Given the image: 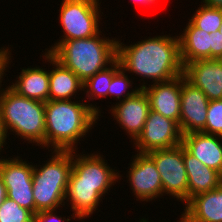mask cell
I'll list each match as a JSON object with an SVG mask.
<instances>
[{
    "label": "cell",
    "instance_id": "cell-29",
    "mask_svg": "<svg viewBox=\"0 0 222 222\" xmlns=\"http://www.w3.org/2000/svg\"><path fill=\"white\" fill-rule=\"evenodd\" d=\"M211 59L222 60V34L219 30L212 33Z\"/></svg>",
    "mask_w": 222,
    "mask_h": 222
},
{
    "label": "cell",
    "instance_id": "cell-31",
    "mask_svg": "<svg viewBox=\"0 0 222 222\" xmlns=\"http://www.w3.org/2000/svg\"><path fill=\"white\" fill-rule=\"evenodd\" d=\"M6 197H7V189L0 175V206L2 205Z\"/></svg>",
    "mask_w": 222,
    "mask_h": 222
},
{
    "label": "cell",
    "instance_id": "cell-8",
    "mask_svg": "<svg viewBox=\"0 0 222 222\" xmlns=\"http://www.w3.org/2000/svg\"><path fill=\"white\" fill-rule=\"evenodd\" d=\"M102 156L100 153L77 155L72 151V171L68 185L98 186V192L102 196L108 194L109 188L114 186V182L116 184L122 175L120 176L117 169L107 165V160Z\"/></svg>",
    "mask_w": 222,
    "mask_h": 222
},
{
    "label": "cell",
    "instance_id": "cell-6",
    "mask_svg": "<svg viewBox=\"0 0 222 222\" xmlns=\"http://www.w3.org/2000/svg\"><path fill=\"white\" fill-rule=\"evenodd\" d=\"M100 0H62L59 22L63 36L58 41L82 39L97 35L100 17ZM100 10V11H99Z\"/></svg>",
    "mask_w": 222,
    "mask_h": 222
},
{
    "label": "cell",
    "instance_id": "cell-23",
    "mask_svg": "<svg viewBox=\"0 0 222 222\" xmlns=\"http://www.w3.org/2000/svg\"><path fill=\"white\" fill-rule=\"evenodd\" d=\"M121 69L119 61L116 59L110 66L97 72L88 78L83 84L84 95L90 100L108 97V90L113 76Z\"/></svg>",
    "mask_w": 222,
    "mask_h": 222
},
{
    "label": "cell",
    "instance_id": "cell-24",
    "mask_svg": "<svg viewBox=\"0 0 222 222\" xmlns=\"http://www.w3.org/2000/svg\"><path fill=\"white\" fill-rule=\"evenodd\" d=\"M192 16L189 21L198 29L210 34L219 30L222 24V8L201 4Z\"/></svg>",
    "mask_w": 222,
    "mask_h": 222
},
{
    "label": "cell",
    "instance_id": "cell-2",
    "mask_svg": "<svg viewBox=\"0 0 222 222\" xmlns=\"http://www.w3.org/2000/svg\"><path fill=\"white\" fill-rule=\"evenodd\" d=\"M101 108L80 100H48L45 102V148L76 151L81 137L96 125ZM76 148V149H75Z\"/></svg>",
    "mask_w": 222,
    "mask_h": 222
},
{
    "label": "cell",
    "instance_id": "cell-22",
    "mask_svg": "<svg viewBox=\"0 0 222 222\" xmlns=\"http://www.w3.org/2000/svg\"><path fill=\"white\" fill-rule=\"evenodd\" d=\"M102 198L103 196L98 192V186L67 185L65 200L70 202L73 215L79 220L89 218L98 210L97 207Z\"/></svg>",
    "mask_w": 222,
    "mask_h": 222
},
{
    "label": "cell",
    "instance_id": "cell-13",
    "mask_svg": "<svg viewBox=\"0 0 222 222\" xmlns=\"http://www.w3.org/2000/svg\"><path fill=\"white\" fill-rule=\"evenodd\" d=\"M150 110L149 99L140 88L133 96L112 105L110 111L113 119L134 142L142 133Z\"/></svg>",
    "mask_w": 222,
    "mask_h": 222
},
{
    "label": "cell",
    "instance_id": "cell-5",
    "mask_svg": "<svg viewBox=\"0 0 222 222\" xmlns=\"http://www.w3.org/2000/svg\"><path fill=\"white\" fill-rule=\"evenodd\" d=\"M51 154L50 160L43 166L34 165L32 181L35 214L57 210L66 204L65 193L72 171V151L52 150Z\"/></svg>",
    "mask_w": 222,
    "mask_h": 222
},
{
    "label": "cell",
    "instance_id": "cell-32",
    "mask_svg": "<svg viewBox=\"0 0 222 222\" xmlns=\"http://www.w3.org/2000/svg\"><path fill=\"white\" fill-rule=\"evenodd\" d=\"M201 3L209 7L222 8V0H202Z\"/></svg>",
    "mask_w": 222,
    "mask_h": 222
},
{
    "label": "cell",
    "instance_id": "cell-30",
    "mask_svg": "<svg viewBox=\"0 0 222 222\" xmlns=\"http://www.w3.org/2000/svg\"><path fill=\"white\" fill-rule=\"evenodd\" d=\"M11 50H9V47H1L0 49V89L2 87V80L4 78V75L6 74L5 71L9 67V63L12 62ZM11 60V61H10Z\"/></svg>",
    "mask_w": 222,
    "mask_h": 222
},
{
    "label": "cell",
    "instance_id": "cell-15",
    "mask_svg": "<svg viewBox=\"0 0 222 222\" xmlns=\"http://www.w3.org/2000/svg\"><path fill=\"white\" fill-rule=\"evenodd\" d=\"M148 85L142 89L149 99L150 109L179 124L182 75L167 82Z\"/></svg>",
    "mask_w": 222,
    "mask_h": 222
},
{
    "label": "cell",
    "instance_id": "cell-21",
    "mask_svg": "<svg viewBox=\"0 0 222 222\" xmlns=\"http://www.w3.org/2000/svg\"><path fill=\"white\" fill-rule=\"evenodd\" d=\"M45 69L40 66L23 68L10 87L21 96L45 103L49 100V70Z\"/></svg>",
    "mask_w": 222,
    "mask_h": 222
},
{
    "label": "cell",
    "instance_id": "cell-10",
    "mask_svg": "<svg viewBox=\"0 0 222 222\" xmlns=\"http://www.w3.org/2000/svg\"><path fill=\"white\" fill-rule=\"evenodd\" d=\"M183 134L179 124L161 114L149 111L142 133L133 142L136 152L149 153L153 150L180 145Z\"/></svg>",
    "mask_w": 222,
    "mask_h": 222
},
{
    "label": "cell",
    "instance_id": "cell-17",
    "mask_svg": "<svg viewBox=\"0 0 222 222\" xmlns=\"http://www.w3.org/2000/svg\"><path fill=\"white\" fill-rule=\"evenodd\" d=\"M184 205L179 222H222V184L192 197Z\"/></svg>",
    "mask_w": 222,
    "mask_h": 222
},
{
    "label": "cell",
    "instance_id": "cell-9",
    "mask_svg": "<svg viewBox=\"0 0 222 222\" xmlns=\"http://www.w3.org/2000/svg\"><path fill=\"white\" fill-rule=\"evenodd\" d=\"M0 158V175L7 189V197L35 215L32 175L34 165L21 157Z\"/></svg>",
    "mask_w": 222,
    "mask_h": 222
},
{
    "label": "cell",
    "instance_id": "cell-16",
    "mask_svg": "<svg viewBox=\"0 0 222 222\" xmlns=\"http://www.w3.org/2000/svg\"><path fill=\"white\" fill-rule=\"evenodd\" d=\"M181 144L205 166L222 175V136L192 132L183 135Z\"/></svg>",
    "mask_w": 222,
    "mask_h": 222
},
{
    "label": "cell",
    "instance_id": "cell-1",
    "mask_svg": "<svg viewBox=\"0 0 222 222\" xmlns=\"http://www.w3.org/2000/svg\"><path fill=\"white\" fill-rule=\"evenodd\" d=\"M117 60L121 68L128 73L139 75L152 83L167 82L183 75L178 36L161 35L145 38L138 43L125 45L117 41Z\"/></svg>",
    "mask_w": 222,
    "mask_h": 222
},
{
    "label": "cell",
    "instance_id": "cell-33",
    "mask_svg": "<svg viewBox=\"0 0 222 222\" xmlns=\"http://www.w3.org/2000/svg\"><path fill=\"white\" fill-rule=\"evenodd\" d=\"M137 2H140L141 4L146 5H150V4H155L157 0H135Z\"/></svg>",
    "mask_w": 222,
    "mask_h": 222
},
{
    "label": "cell",
    "instance_id": "cell-7",
    "mask_svg": "<svg viewBox=\"0 0 222 222\" xmlns=\"http://www.w3.org/2000/svg\"><path fill=\"white\" fill-rule=\"evenodd\" d=\"M154 161L160 173L163 193L188 202V178L183 159V145L172 148L153 150L147 153Z\"/></svg>",
    "mask_w": 222,
    "mask_h": 222
},
{
    "label": "cell",
    "instance_id": "cell-19",
    "mask_svg": "<svg viewBox=\"0 0 222 222\" xmlns=\"http://www.w3.org/2000/svg\"><path fill=\"white\" fill-rule=\"evenodd\" d=\"M183 159L188 178V201L201 193L213 190L222 184V175L205 166L183 147Z\"/></svg>",
    "mask_w": 222,
    "mask_h": 222
},
{
    "label": "cell",
    "instance_id": "cell-28",
    "mask_svg": "<svg viewBox=\"0 0 222 222\" xmlns=\"http://www.w3.org/2000/svg\"><path fill=\"white\" fill-rule=\"evenodd\" d=\"M56 210H48V211H40L34 215L33 222H69L71 217L76 219V217L72 214L70 218L67 219L65 217L57 216V213H54Z\"/></svg>",
    "mask_w": 222,
    "mask_h": 222
},
{
    "label": "cell",
    "instance_id": "cell-12",
    "mask_svg": "<svg viewBox=\"0 0 222 222\" xmlns=\"http://www.w3.org/2000/svg\"><path fill=\"white\" fill-rule=\"evenodd\" d=\"M209 99L182 75L179 127L182 134L201 132L206 126Z\"/></svg>",
    "mask_w": 222,
    "mask_h": 222
},
{
    "label": "cell",
    "instance_id": "cell-36",
    "mask_svg": "<svg viewBox=\"0 0 222 222\" xmlns=\"http://www.w3.org/2000/svg\"><path fill=\"white\" fill-rule=\"evenodd\" d=\"M219 31L222 34V24L220 25Z\"/></svg>",
    "mask_w": 222,
    "mask_h": 222
},
{
    "label": "cell",
    "instance_id": "cell-18",
    "mask_svg": "<svg viewBox=\"0 0 222 222\" xmlns=\"http://www.w3.org/2000/svg\"><path fill=\"white\" fill-rule=\"evenodd\" d=\"M43 58L53 66L49 70V100H72L74 95L76 98V93L83 91V82L50 53L44 52Z\"/></svg>",
    "mask_w": 222,
    "mask_h": 222
},
{
    "label": "cell",
    "instance_id": "cell-14",
    "mask_svg": "<svg viewBox=\"0 0 222 222\" xmlns=\"http://www.w3.org/2000/svg\"><path fill=\"white\" fill-rule=\"evenodd\" d=\"M185 79L203 91L211 100L222 99V60L203 59L187 63L183 67Z\"/></svg>",
    "mask_w": 222,
    "mask_h": 222
},
{
    "label": "cell",
    "instance_id": "cell-35",
    "mask_svg": "<svg viewBox=\"0 0 222 222\" xmlns=\"http://www.w3.org/2000/svg\"><path fill=\"white\" fill-rule=\"evenodd\" d=\"M0 137H6L1 123V116H0Z\"/></svg>",
    "mask_w": 222,
    "mask_h": 222
},
{
    "label": "cell",
    "instance_id": "cell-3",
    "mask_svg": "<svg viewBox=\"0 0 222 222\" xmlns=\"http://www.w3.org/2000/svg\"><path fill=\"white\" fill-rule=\"evenodd\" d=\"M100 33L88 38L57 41L45 50L84 83L117 59V38L100 37Z\"/></svg>",
    "mask_w": 222,
    "mask_h": 222
},
{
    "label": "cell",
    "instance_id": "cell-20",
    "mask_svg": "<svg viewBox=\"0 0 222 222\" xmlns=\"http://www.w3.org/2000/svg\"><path fill=\"white\" fill-rule=\"evenodd\" d=\"M179 36L183 66L195 60L211 59L212 33L200 30L188 21Z\"/></svg>",
    "mask_w": 222,
    "mask_h": 222
},
{
    "label": "cell",
    "instance_id": "cell-26",
    "mask_svg": "<svg viewBox=\"0 0 222 222\" xmlns=\"http://www.w3.org/2000/svg\"><path fill=\"white\" fill-rule=\"evenodd\" d=\"M133 81H130L128 75L125 74V71L121 68L112 78L111 85L108 90V96L116 97V101L125 100L128 97L133 96L139 89L135 87V89H131L129 92L128 88H132ZM128 89V91H127ZM127 91V92H126ZM114 95V96H113ZM123 97V98H122Z\"/></svg>",
    "mask_w": 222,
    "mask_h": 222
},
{
    "label": "cell",
    "instance_id": "cell-11",
    "mask_svg": "<svg viewBox=\"0 0 222 222\" xmlns=\"http://www.w3.org/2000/svg\"><path fill=\"white\" fill-rule=\"evenodd\" d=\"M128 167V182L137 201H152L163 196L160 173L153 159L147 153L137 152Z\"/></svg>",
    "mask_w": 222,
    "mask_h": 222
},
{
    "label": "cell",
    "instance_id": "cell-4",
    "mask_svg": "<svg viewBox=\"0 0 222 222\" xmlns=\"http://www.w3.org/2000/svg\"><path fill=\"white\" fill-rule=\"evenodd\" d=\"M2 89V90H1ZM0 89V116L6 135L15 133L27 143L45 148V103L15 92L10 84Z\"/></svg>",
    "mask_w": 222,
    "mask_h": 222
},
{
    "label": "cell",
    "instance_id": "cell-25",
    "mask_svg": "<svg viewBox=\"0 0 222 222\" xmlns=\"http://www.w3.org/2000/svg\"><path fill=\"white\" fill-rule=\"evenodd\" d=\"M34 214L6 197L0 206V222H33Z\"/></svg>",
    "mask_w": 222,
    "mask_h": 222
},
{
    "label": "cell",
    "instance_id": "cell-34",
    "mask_svg": "<svg viewBox=\"0 0 222 222\" xmlns=\"http://www.w3.org/2000/svg\"><path fill=\"white\" fill-rule=\"evenodd\" d=\"M6 140H7L6 137H0V152L3 151V150H2V147L7 144V143H6ZM0 155H1V154H0Z\"/></svg>",
    "mask_w": 222,
    "mask_h": 222
},
{
    "label": "cell",
    "instance_id": "cell-27",
    "mask_svg": "<svg viewBox=\"0 0 222 222\" xmlns=\"http://www.w3.org/2000/svg\"><path fill=\"white\" fill-rule=\"evenodd\" d=\"M201 132L222 136V99L209 101L206 126Z\"/></svg>",
    "mask_w": 222,
    "mask_h": 222
}]
</instances>
